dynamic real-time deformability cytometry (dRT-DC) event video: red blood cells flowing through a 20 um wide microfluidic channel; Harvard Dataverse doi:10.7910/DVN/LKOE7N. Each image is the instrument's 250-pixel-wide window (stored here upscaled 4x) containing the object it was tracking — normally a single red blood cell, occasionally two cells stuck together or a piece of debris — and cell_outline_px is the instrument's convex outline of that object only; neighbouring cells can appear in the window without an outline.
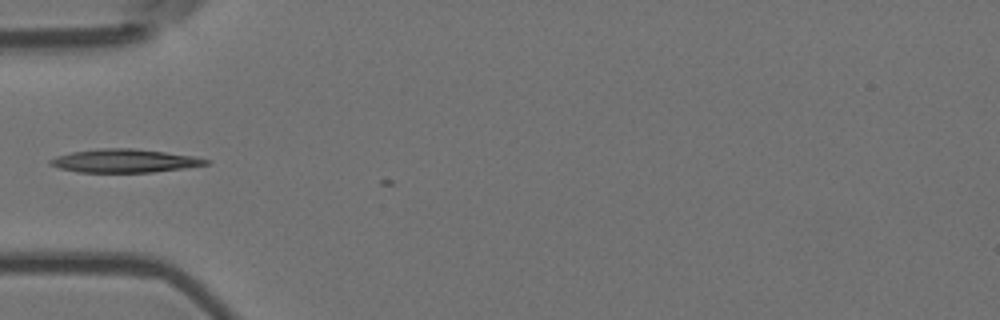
{"species": "Egyptian fruit bat (a non-hibernating species)", "species_latin": "Rousettus aegyptiacus", "temperature_condition": "room temperature", "stored_images_in_passage": 7, "camera_frame_rate_fps": 3000, "um_per_image_px": 0.085, "animal": {"sex": "female"}, "frame": {"image": 1, "passage_image": 1, "time_ms": 0.0, "image_size_px": [1000, 320], "cell_outline_px": [[212, 160], [208, 164], [184, 168], [152, 172], [76, 172], [60, 168], [48, 164], [48, 160], [56, 156], [72, 152], [100, 148], [132, 148], [196, 156]], "centroid_in_image_um": [10.59, 13.67], "position_along_channel_um": 74.4, "area_um2": 21.21}}
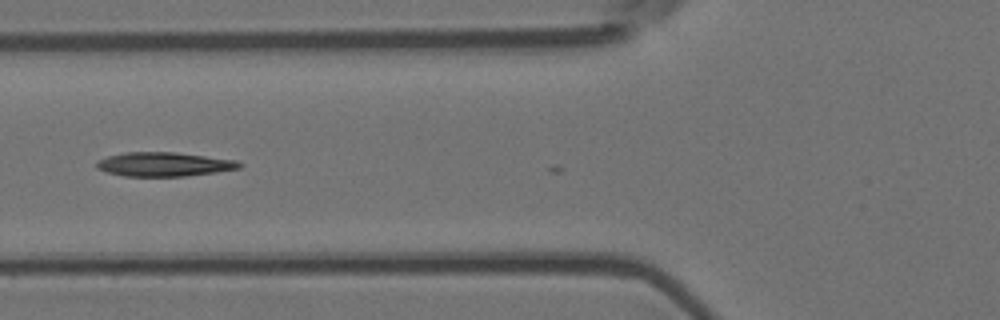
{"frame": {"image": 2, "passage_image": 4, "time_ms": 1.0, "image_size_px": [1000, 320], "cell_outline_px": [[244, 164], [240, 168], [216, 172], [184, 176], [124, 176], [108, 172], [96, 168], [96, 160], [108, 156], [124, 152], [176, 152], [236, 160]], "centroid_in_image_um": [13.93, 13.96], "position_along_channel_um": 111.9, "area_um2": 20.06}}